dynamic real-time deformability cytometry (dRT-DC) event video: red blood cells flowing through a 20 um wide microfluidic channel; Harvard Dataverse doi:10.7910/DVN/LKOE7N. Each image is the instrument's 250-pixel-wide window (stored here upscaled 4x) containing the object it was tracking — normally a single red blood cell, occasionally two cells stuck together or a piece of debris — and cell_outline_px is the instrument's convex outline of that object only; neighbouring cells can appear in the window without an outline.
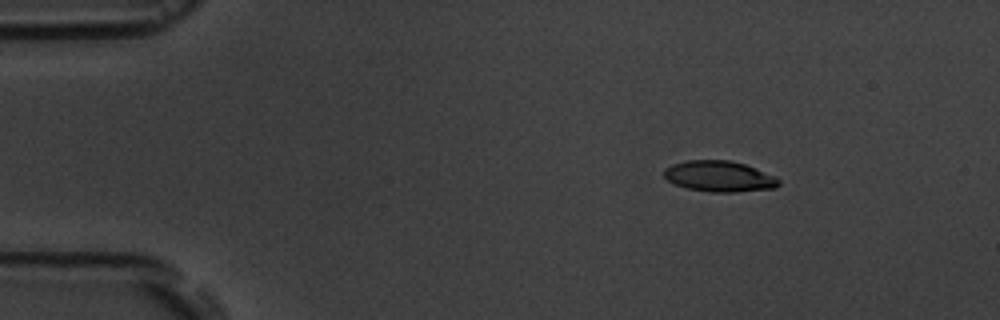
{"species": "common noctule bat (a hibernating species)", "species_latin": "Nyctalus noctula", "temperature_condition": "room temperature", "stored_images_in_passage": 4, "camera_frame_rate_fps": 3000, "um_per_image_px": 0.085, "animal": {"sex": "male", "body_mass_g": 19.5, "forearm_length_mm": 54.6}, "frame": {"image": 1, "passage_image": 1, "time_ms": 0.0, "image_size_px": [1000, 320], "cell_outline_px": [[780, 184], [776, 188], [736, 192], [712, 192], [688, 188], [676, 184], [668, 180], [664, 176], [664, 168], [672, 164], [688, 160], [728, 160], [744, 164], [776, 176], [780, 180]], "centroid_in_image_um": [61.16, 14.99], "position_along_channel_um": 23.8, "area_um2": 20.58}}
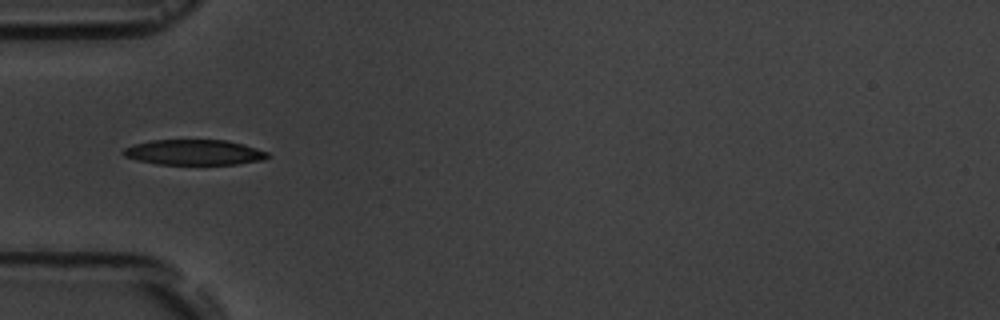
{"frame": {"image": 2, "passage_image": 4, "time_ms": 3.333, "image_size_px": [1000, 320], "cell_outline_px": [[272, 156], [264, 160], [236, 164], [156, 164], [136, 160], [124, 156], [120, 152], [124, 148], [132, 144], [152, 140], [228, 140], [244, 144], [268, 152]], "centroid_in_image_um": [16.5, 12.94], "position_along_channel_um": 68.5, "area_um2": 21.56}}